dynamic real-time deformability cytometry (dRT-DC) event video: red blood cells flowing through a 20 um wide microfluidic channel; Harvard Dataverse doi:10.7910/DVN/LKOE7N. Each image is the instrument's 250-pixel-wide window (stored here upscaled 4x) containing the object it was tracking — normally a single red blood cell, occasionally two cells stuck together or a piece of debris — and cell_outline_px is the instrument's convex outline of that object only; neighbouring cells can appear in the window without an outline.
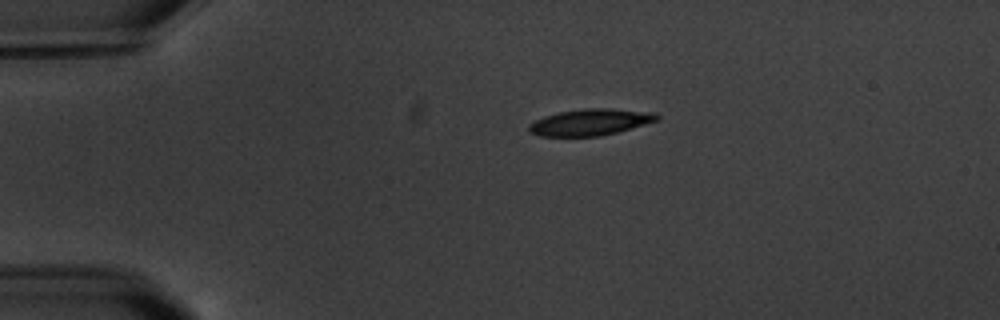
{"species": "common noctule bat (a hibernating species)", "species_latin": "Nyctalus noctula", "temperature_condition": "warm", "stored_images_in_passage": 4, "camera_frame_rate_fps": 3000, "um_per_image_px": 0.085, "animal": {"sex": "male", "body_mass_g": 20.1, "forearm_length_mm": 53.5}, "frame": {"image": 1, "passage_image": 1, "time_ms": 0.0, "image_size_px": [1000, 320], "cell_outline_px": [[660, 120], [616, 132], [600, 136], [540, 136], [528, 132], [528, 124], [544, 116], [560, 112], [584, 108], [612, 108], [656, 112], [660, 116]], "centroid_in_image_um": [50.2, 10.37], "position_along_channel_um": 34.8, "area_um2": 19.88}}
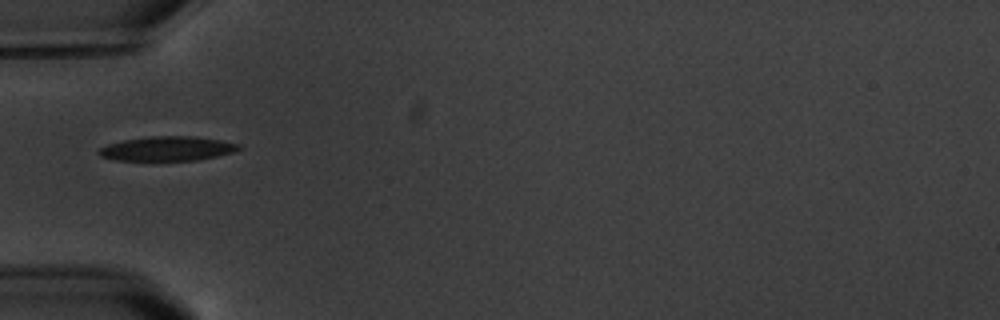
{"frame": {"image": 2, "passage_image": 3, "time_ms": 2.333, "image_size_px": [1000, 320], "cell_outline_px": [[240, 148], [232, 152], [216, 156], [196, 160], [112, 160], [100, 156], [96, 152], [100, 148], [108, 144], [124, 140], [152, 136], [196, 136], [220, 140], [240, 144]], "centroid_in_image_um": [14.19, 12.63], "position_along_channel_um": 70.8, "area_um2": 19.77}}